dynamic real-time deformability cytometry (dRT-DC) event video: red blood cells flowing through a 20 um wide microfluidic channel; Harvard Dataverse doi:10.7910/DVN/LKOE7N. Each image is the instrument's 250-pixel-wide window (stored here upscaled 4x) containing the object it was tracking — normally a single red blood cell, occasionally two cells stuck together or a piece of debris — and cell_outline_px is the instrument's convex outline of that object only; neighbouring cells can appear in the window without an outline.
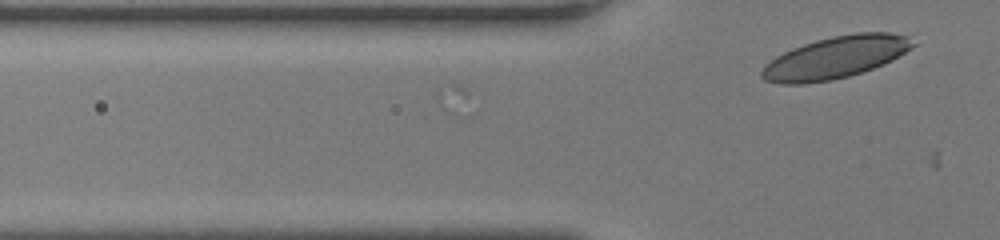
{"species": "human", "species_latin": "Homo sapiens", "temperature_condition": "room temperature", "stored_images_in_passage": 3, "camera_frame_rate_fps": 3000, "um_per_image_px": 0.085, "donor": {"sex": "female"}, "frame": {"image": 1, "passage_image": 3, "time_ms": 0.667, "image_size_px": [1000, 240], "cell_outline_px": [[916, 44], [892, 60], [872, 68], [848, 76], [832, 80], [804, 84], [780, 84], [764, 80], [760, 76], [760, 72], [764, 64], [776, 56], [792, 48], [816, 40], [832, 36], [856, 32], [888, 32], [908, 36]], "centroid_in_image_um": [70.97, 4.88], "position_along_channel_um": 54.8, "area_um2": 36.93}}